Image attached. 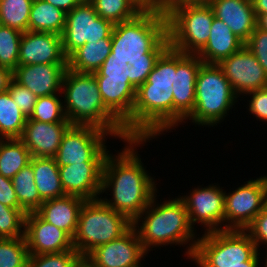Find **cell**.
Masks as SVG:
<instances>
[{
    "label": "cell",
    "instance_id": "obj_12",
    "mask_svg": "<svg viewBox=\"0 0 267 267\" xmlns=\"http://www.w3.org/2000/svg\"><path fill=\"white\" fill-rule=\"evenodd\" d=\"M108 135L111 136L93 126L71 125L64 133L54 157L57 165L60 167L72 163L105 162L110 153L105 145Z\"/></svg>",
    "mask_w": 267,
    "mask_h": 267
},
{
    "label": "cell",
    "instance_id": "obj_5",
    "mask_svg": "<svg viewBox=\"0 0 267 267\" xmlns=\"http://www.w3.org/2000/svg\"><path fill=\"white\" fill-rule=\"evenodd\" d=\"M214 17L210 5L160 7L154 16L156 35L173 50L197 54L209 39Z\"/></svg>",
    "mask_w": 267,
    "mask_h": 267
},
{
    "label": "cell",
    "instance_id": "obj_14",
    "mask_svg": "<svg viewBox=\"0 0 267 267\" xmlns=\"http://www.w3.org/2000/svg\"><path fill=\"white\" fill-rule=\"evenodd\" d=\"M246 182L231 193L225 191L224 230H245L264 209L267 176Z\"/></svg>",
    "mask_w": 267,
    "mask_h": 267
},
{
    "label": "cell",
    "instance_id": "obj_24",
    "mask_svg": "<svg viewBox=\"0 0 267 267\" xmlns=\"http://www.w3.org/2000/svg\"><path fill=\"white\" fill-rule=\"evenodd\" d=\"M215 17L223 21L244 43L257 27L252 0H212Z\"/></svg>",
    "mask_w": 267,
    "mask_h": 267
},
{
    "label": "cell",
    "instance_id": "obj_1",
    "mask_svg": "<svg viewBox=\"0 0 267 267\" xmlns=\"http://www.w3.org/2000/svg\"><path fill=\"white\" fill-rule=\"evenodd\" d=\"M139 67L136 99L123 123L128 138L154 139L173 129V88L176 50L158 35L136 41L130 55Z\"/></svg>",
    "mask_w": 267,
    "mask_h": 267
},
{
    "label": "cell",
    "instance_id": "obj_6",
    "mask_svg": "<svg viewBox=\"0 0 267 267\" xmlns=\"http://www.w3.org/2000/svg\"><path fill=\"white\" fill-rule=\"evenodd\" d=\"M238 97L218 64L202 63L196 79L194 111L186 120L203 127L216 126Z\"/></svg>",
    "mask_w": 267,
    "mask_h": 267
},
{
    "label": "cell",
    "instance_id": "obj_17",
    "mask_svg": "<svg viewBox=\"0 0 267 267\" xmlns=\"http://www.w3.org/2000/svg\"><path fill=\"white\" fill-rule=\"evenodd\" d=\"M147 255L135 227L123 235L92 250L86 258L97 267H143Z\"/></svg>",
    "mask_w": 267,
    "mask_h": 267
},
{
    "label": "cell",
    "instance_id": "obj_30",
    "mask_svg": "<svg viewBox=\"0 0 267 267\" xmlns=\"http://www.w3.org/2000/svg\"><path fill=\"white\" fill-rule=\"evenodd\" d=\"M26 121L9 91L0 93V139H20Z\"/></svg>",
    "mask_w": 267,
    "mask_h": 267
},
{
    "label": "cell",
    "instance_id": "obj_43",
    "mask_svg": "<svg viewBox=\"0 0 267 267\" xmlns=\"http://www.w3.org/2000/svg\"><path fill=\"white\" fill-rule=\"evenodd\" d=\"M212 0H163L160 7H182L186 5H209Z\"/></svg>",
    "mask_w": 267,
    "mask_h": 267
},
{
    "label": "cell",
    "instance_id": "obj_20",
    "mask_svg": "<svg viewBox=\"0 0 267 267\" xmlns=\"http://www.w3.org/2000/svg\"><path fill=\"white\" fill-rule=\"evenodd\" d=\"M104 162L72 163L59 167L62 187L66 195L85 200L98 199L101 195Z\"/></svg>",
    "mask_w": 267,
    "mask_h": 267
},
{
    "label": "cell",
    "instance_id": "obj_26",
    "mask_svg": "<svg viewBox=\"0 0 267 267\" xmlns=\"http://www.w3.org/2000/svg\"><path fill=\"white\" fill-rule=\"evenodd\" d=\"M210 32L206 45L197 53L203 63L219 64L245 44L223 21L216 17L213 19Z\"/></svg>",
    "mask_w": 267,
    "mask_h": 267
},
{
    "label": "cell",
    "instance_id": "obj_48",
    "mask_svg": "<svg viewBox=\"0 0 267 267\" xmlns=\"http://www.w3.org/2000/svg\"><path fill=\"white\" fill-rule=\"evenodd\" d=\"M259 255L260 253L257 252L249 261H244V265H235L232 267H258L260 265Z\"/></svg>",
    "mask_w": 267,
    "mask_h": 267
},
{
    "label": "cell",
    "instance_id": "obj_16",
    "mask_svg": "<svg viewBox=\"0 0 267 267\" xmlns=\"http://www.w3.org/2000/svg\"><path fill=\"white\" fill-rule=\"evenodd\" d=\"M202 63L197 54L176 51V72L172 84L173 129L185 122L194 111L195 85Z\"/></svg>",
    "mask_w": 267,
    "mask_h": 267
},
{
    "label": "cell",
    "instance_id": "obj_29",
    "mask_svg": "<svg viewBox=\"0 0 267 267\" xmlns=\"http://www.w3.org/2000/svg\"><path fill=\"white\" fill-rule=\"evenodd\" d=\"M31 153L20 139H0V174L12 179L31 160Z\"/></svg>",
    "mask_w": 267,
    "mask_h": 267
},
{
    "label": "cell",
    "instance_id": "obj_37",
    "mask_svg": "<svg viewBox=\"0 0 267 267\" xmlns=\"http://www.w3.org/2000/svg\"><path fill=\"white\" fill-rule=\"evenodd\" d=\"M81 257L76 250L29 255L26 267H75Z\"/></svg>",
    "mask_w": 267,
    "mask_h": 267
},
{
    "label": "cell",
    "instance_id": "obj_22",
    "mask_svg": "<svg viewBox=\"0 0 267 267\" xmlns=\"http://www.w3.org/2000/svg\"><path fill=\"white\" fill-rule=\"evenodd\" d=\"M67 63L18 65L12 72L15 82L37 97L62 94V79Z\"/></svg>",
    "mask_w": 267,
    "mask_h": 267
},
{
    "label": "cell",
    "instance_id": "obj_2",
    "mask_svg": "<svg viewBox=\"0 0 267 267\" xmlns=\"http://www.w3.org/2000/svg\"><path fill=\"white\" fill-rule=\"evenodd\" d=\"M150 140L152 139L125 140L127 145L122 152L119 151L116 156L108 153L103 166L101 193L110 190L112 199H100L131 222L141 214L157 193L158 187L154 177L147 172L136 150V146L140 147V144Z\"/></svg>",
    "mask_w": 267,
    "mask_h": 267
},
{
    "label": "cell",
    "instance_id": "obj_33",
    "mask_svg": "<svg viewBox=\"0 0 267 267\" xmlns=\"http://www.w3.org/2000/svg\"><path fill=\"white\" fill-rule=\"evenodd\" d=\"M21 37V31L0 25V67L12 72L17 68Z\"/></svg>",
    "mask_w": 267,
    "mask_h": 267
},
{
    "label": "cell",
    "instance_id": "obj_39",
    "mask_svg": "<svg viewBox=\"0 0 267 267\" xmlns=\"http://www.w3.org/2000/svg\"><path fill=\"white\" fill-rule=\"evenodd\" d=\"M267 73V31L255 28L244 44Z\"/></svg>",
    "mask_w": 267,
    "mask_h": 267
},
{
    "label": "cell",
    "instance_id": "obj_46",
    "mask_svg": "<svg viewBox=\"0 0 267 267\" xmlns=\"http://www.w3.org/2000/svg\"><path fill=\"white\" fill-rule=\"evenodd\" d=\"M153 16H155L163 0H138Z\"/></svg>",
    "mask_w": 267,
    "mask_h": 267
},
{
    "label": "cell",
    "instance_id": "obj_36",
    "mask_svg": "<svg viewBox=\"0 0 267 267\" xmlns=\"http://www.w3.org/2000/svg\"><path fill=\"white\" fill-rule=\"evenodd\" d=\"M23 209L10 208L0 203V238L25 237V217Z\"/></svg>",
    "mask_w": 267,
    "mask_h": 267
},
{
    "label": "cell",
    "instance_id": "obj_19",
    "mask_svg": "<svg viewBox=\"0 0 267 267\" xmlns=\"http://www.w3.org/2000/svg\"><path fill=\"white\" fill-rule=\"evenodd\" d=\"M25 239L29 255L75 250L72 238L65 231L45 221L37 212L26 214Z\"/></svg>",
    "mask_w": 267,
    "mask_h": 267
},
{
    "label": "cell",
    "instance_id": "obj_10",
    "mask_svg": "<svg viewBox=\"0 0 267 267\" xmlns=\"http://www.w3.org/2000/svg\"><path fill=\"white\" fill-rule=\"evenodd\" d=\"M61 36L67 58L85 43L98 42L102 38H132L112 22L101 18L91 2H81L66 13Z\"/></svg>",
    "mask_w": 267,
    "mask_h": 267
},
{
    "label": "cell",
    "instance_id": "obj_31",
    "mask_svg": "<svg viewBox=\"0 0 267 267\" xmlns=\"http://www.w3.org/2000/svg\"><path fill=\"white\" fill-rule=\"evenodd\" d=\"M11 180L20 207L26 213L36 212L44 201L40 198L36 188L32 165L29 163Z\"/></svg>",
    "mask_w": 267,
    "mask_h": 267
},
{
    "label": "cell",
    "instance_id": "obj_45",
    "mask_svg": "<svg viewBox=\"0 0 267 267\" xmlns=\"http://www.w3.org/2000/svg\"><path fill=\"white\" fill-rule=\"evenodd\" d=\"M12 79V71L7 68L0 67V93L7 91Z\"/></svg>",
    "mask_w": 267,
    "mask_h": 267
},
{
    "label": "cell",
    "instance_id": "obj_3",
    "mask_svg": "<svg viewBox=\"0 0 267 267\" xmlns=\"http://www.w3.org/2000/svg\"><path fill=\"white\" fill-rule=\"evenodd\" d=\"M61 93L64 95V113L71 125L93 126L123 142L129 139L123 124L105 107L92 73H79L67 68Z\"/></svg>",
    "mask_w": 267,
    "mask_h": 267
},
{
    "label": "cell",
    "instance_id": "obj_32",
    "mask_svg": "<svg viewBox=\"0 0 267 267\" xmlns=\"http://www.w3.org/2000/svg\"><path fill=\"white\" fill-rule=\"evenodd\" d=\"M33 0H0V25L28 31Z\"/></svg>",
    "mask_w": 267,
    "mask_h": 267
},
{
    "label": "cell",
    "instance_id": "obj_9",
    "mask_svg": "<svg viewBox=\"0 0 267 267\" xmlns=\"http://www.w3.org/2000/svg\"><path fill=\"white\" fill-rule=\"evenodd\" d=\"M105 107L123 124L132 114L139 67L130 56L121 65L92 73Z\"/></svg>",
    "mask_w": 267,
    "mask_h": 267
},
{
    "label": "cell",
    "instance_id": "obj_35",
    "mask_svg": "<svg viewBox=\"0 0 267 267\" xmlns=\"http://www.w3.org/2000/svg\"><path fill=\"white\" fill-rule=\"evenodd\" d=\"M60 97L62 94L38 97L29 118L45 123L69 122L64 113L63 102H61L63 99Z\"/></svg>",
    "mask_w": 267,
    "mask_h": 267
},
{
    "label": "cell",
    "instance_id": "obj_47",
    "mask_svg": "<svg viewBox=\"0 0 267 267\" xmlns=\"http://www.w3.org/2000/svg\"><path fill=\"white\" fill-rule=\"evenodd\" d=\"M252 4L256 18L259 15L267 14V0H252Z\"/></svg>",
    "mask_w": 267,
    "mask_h": 267
},
{
    "label": "cell",
    "instance_id": "obj_38",
    "mask_svg": "<svg viewBox=\"0 0 267 267\" xmlns=\"http://www.w3.org/2000/svg\"><path fill=\"white\" fill-rule=\"evenodd\" d=\"M7 90L21 112L29 118L33 113L38 97L26 87L15 82L13 79L11 80Z\"/></svg>",
    "mask_w": 267,
    "mask_h": 267
},
{
    "label": "cell",
    "instance_id": "obj_15",
    "mask_svg": "<svg viewBox=\"0 0 267 267\" xmlns=\"http://www.w3.org/2000/svg\"><path fill=\"white\" fill-rule=\"evenodd\" d=\"M190 192L179 198L184 202L192 227L200 223L206 229L204 233L224 230L225 191L210 184Z\"/></svg>",
    "mask_w": 267,
    "mask_h": 267
},
{
    "label": "cell",
    "instance_id": "obj_44",
    "mask_svg": "<svg viewBox=\"0 0 267 267\" xmlns=\"http://www.w3.org/2000/svg\"><path fill=\"white\" fill-rule=\"evenodd\" d=\"M52 4L54 7L62 9L65 13L70 12L74 7L78 6L80 0H44Z\"/></svg>",
    "mask_w": 267,
    "mask_h": 267
},
{
    "label": "cell",
    "instance_id": "obj_27",
    "mask_svg": "<svg viewBox=\"0 0 267 267\" xmlns=\"http://www.w3.org/2000/svg\"><path fill=\"white\" fill-rule=\"evenodd\" d=\"M34 181L40 198L45 201L65 196L59 166L54 157H31Z\"/></svg>",
    "mask_w": 267,
    "mask_h": 267
},
{
    "label": "cell",
    "instance_id": "obj_21",
    "mask_svg": "<svg viewBox=\"0 0 267 267\" xmlns=\"http://www.w3.org/2000/svg\"><path fill=\"white\" fill-rule=\"evenodd\" d=\"M19 65L67 63L62 36L49 32H22Z\"/></svg>",
    "mask_w": 267,
    "mask_h": 267
},
{
    "label": "cell",
    "instance_id": "obj_52",
    "mask_svg": "<svg viewBox=\"0 0 267 267\" xmlns=\"http://www.w3.org/2000/svg\"><path fill=\"white\" fill-rule=\"evenodd\" d=\"M266 251H267V250H266ZM264 261H265L264 266L267 267V254H266V260H264Z\"/></svg>",
    "mask_w": 267,
    "mask_h": 267
},
{
    "label": "cell",
    "instance_id": "obj_40",
    "mask_svg": "<svg viewBox=\"0 0 267 267\" xmlns=\"http://www.w3.org/2000/svg\"><path fill=\"white\" fill-rule=\"evenodd\" d=\"M245 231L256 244L258 251L262 244L267 245V212L263 209Z\"/></svg>",
    "mask_w": 267,
    "mask_h": 267
},
{
    "label": "cell",
    "instance_id": "obj_51",
    "mask_svg": "<svg viewBox=\"0 0 267 267\" xmlns=\"http://www.w3.org/2000/svg\"><path fill=\"white\" fill-rule=\"evenodd\" d=\"M264 210L267 212V192H266L265 201H264Z\"/></svg>",
    "mask_w": 267,
    "mask_h": 267
},
{
    "label": "cell",
    "instance_id": "obj_25",
    "mask_svg": "<svg viewBox=\"0 0 267 267\" xmlns=\"http://www.w3.org/2000/svg\"><path fill=\"white\" fill-rule=\"evenodd\" d=\"M85 199L75 195L45 200L36 211L45 221L65 231L73 238L80 209Z\"/></svg>",
    "mask_w": 267,
    "mask_h": 267
},
{
    "label": "cell",
    "instance_id": "obj_23",
    "mask_svg": "<svg viewBox=\"0 0 267 267\" xmlns=\"http://www.w3.org/2000/svg\"><path fill=\"white\" fill-rule=\"evenodd\" d=\"M70 122L45 123L27 118L20 140L32 157H55Z\"/></svg>",
    "mask_w": 267,
    "mask_h": 267
},
{
    "label": "cell",
    "instance_id": "obj_49",
    "mask_svg": "<svg viewBox=\"0 0 267 267\" xmlns=\"http://www.w3.org/2000/svg\"><path fill=\"white\" fill-rule=\"evenodd\" d=\"M257 28L267 31V14H262L257 17Z\"/></svg>",
    "mask_w": 267,
    "mask_h": 267
},
{
    "label": "cell",
    "instance_id": "obj_28",
    "mask_svg": "<svg viewBox=\"0 0 267 267\" xmlns=\"http://www.w3.org/2000/svg\"><path fill=\"white\" fill-rule=\"evenodd\" d=\"M66 13L44 0H33L28 31L49 32L62 35L65 29Z\"/></svg>",
    "mask_w": 267,
    "mask_h": 267
},
{
    "label": "cell",
    "instance_id": "obj_8",
    "mask_svg": "<svg viewBox=\"0 0 267 267\" xmlns=\"http://www.w3.org/2000/svg\"><path fill=\"white\" fill-rule=\"evenodd\" d=\"M190 258L197 267H232L244 265L257 252L256 244L245 230H221L197 237Z\"/></svg>",
    "mask_w": 267,
    "mask_h": 267
},
{
    "label": "cell",
    "instance_id": "obj_53",
    "mask_svg": "<svg viewBox=\"0 0 267 267\" xmlns=\"http://www.w3.org/2000/svg\"><path fill=\"white\" fill-rule=\"evenodd\" d=\"M81 2H91L92 0H80Z\"/></svg>",
    "mask_w": 267,
    "mask_h": 267
},
{
    "label": "cell",
    "instance_id": "obj_42",
    "mask_svg": "<svg viewBox=\"0 0 267 267\" xmlns=\"http://www.w3.org/2000/svg\"><path fill=\"white\" fill-rule=\"evenodd\" d=\"M0 203L10 208L22 209L10 178L0 174Z\"/></svg>",
    "mask_w": 267,
    "mask_h": 267
},
{
    "label": "cell",
    "instance_id": "obj_13",
    "mask_svg": "<svg viewBox=\"0 0 267 267\" xmlns=\"http://www.w3.org/2000/svg\"><path fill=\"white\" fill-rule=\"evenodd\" d=\"M96 13L128 33L135 41L156 34L154 16L138 0H92Z\"/></svg>",
    "mask_w": 267,
    "mask_h": 267
},
{
    "label": "cell",
    "instance_id": "obj_41",
    "mask_svg": "<svg viewBox=\"0 0 267 267\" xmlns=\"http://www.w3.org/2000/svg\"><path fill=\"white\" fill-rule=\"evenodd\" d=\"M251 96L249 102V112L256 116L259 121L267 122V88L247 92Z\"/></svg>",
    "mask_w": 267,
    "mask_h": 267
},
{
    "label": "cell",
    "instance_id": "obj_4",
    "mask_svg": "<svg viewBox=\"0 0 267 267\" xmlns=\"http://www.w3.org/2000/svg\"><path fill=\"white\" fill-rule=\"evenodd\" d=\"M156 197L157 195L152 198L149 205L132 223L144 249L148 253L154 246L188 244L185 253L190 259L198 239L195 236V228L189 221L184 202L178 197L157 204Z\"/></svg>",
    "mask_w": 267,
    "mask_h": 267
},
{
    "label": "cell",
    "instance_id": "obj_18",
    "mask_svg": "<svg viewBox=\"0 0 267 267\" xmlns=\"http://www.w3.org/2000/svg\"><path fill=\"white\" fill-rule=\"evenodd\" d=\"M218 65L238 96L267 88V73L245 45Z\"/></svg>",
    "mask_w": 267,
    "mask_h": 267
},
{
    "label": "cell",
    "instance_id": "obj_34",
    "mask_svg": "<svg viewBox=\"0 0 267 267\" xmlns=\"http://www.w3.org/2000/svg\"><path fill=\"white\" fill-rule=\"evenodd\" d=\"M28 257L25 237L0 238V267H26Z\"/></svg>",
    "mask_w": 267,
    "mask_h": 267
},
{
    "label": "cell",
    "instance_id": "obj_11",
    "mask_svg": "<svg viewBox=\"0 0 267 267\" xmlns=\"http://www.w3.org/2000/svg\"><path fill=\"white\" fill-rule=\"evenodd\" d=\"M135 42L133 38H102L85 43L67 58V68L94 73L116 67L130 57Z\"/></svg>",
    "mask_w": 267,
    "mask_h": 267
},
{
    "label": "cell",
    "instance_id": "obj_7",
    "mask_svg": "<svg viewBox=\"0 0 267 267\" xmlns=\"http://www.w3.org/2000/svg\"><path fill=\"white\" fill-rule=\"evenodd\" d=\"M132 223L100 198L85 200L72 238L74 249L82 257H86L96 247L119 238L133 225Z\"/></svg>",
    "mask_w": 267,
    "mask_h": 267
},
{
    "label": "cell",
    "instance_id": "obj_50",
    "mask_svg": "<svg viewBox=\"0 0 267 267\" xmlns=\"http://www.w3.org/2000/svg\"><path fill=\"white\" fill-rule=\"evenodd\" d=\"M75 267H97L86 257H81Z\"/></svg>",
    "mask_w": 267,
    "mask_h": 267
}]
</instances>
